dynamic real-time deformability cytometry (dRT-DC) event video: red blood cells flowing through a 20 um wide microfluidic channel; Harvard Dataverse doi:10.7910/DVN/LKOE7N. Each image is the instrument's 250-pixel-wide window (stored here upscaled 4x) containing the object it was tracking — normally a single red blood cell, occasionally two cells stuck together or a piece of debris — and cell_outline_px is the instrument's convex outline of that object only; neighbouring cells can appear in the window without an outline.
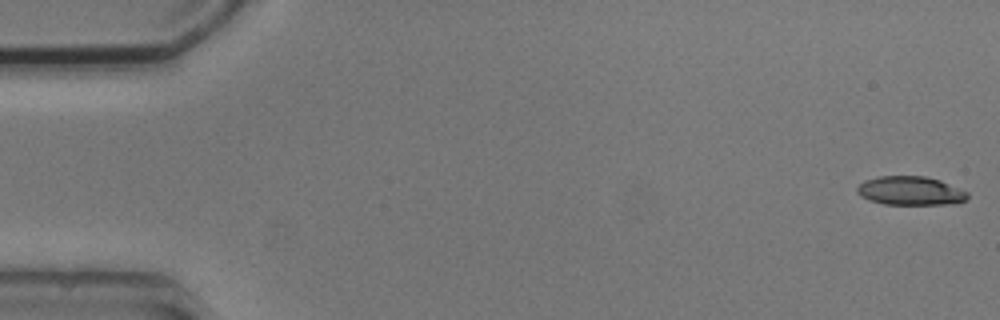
{"species": "common noctule bat (a hibernating species)", "species_latin": "Nyctalus noctula", "temperature_condition": "cold", "stored_images_in_passage": 6, "camera_frame_rate_fps": 3000, "um_per_image_px": 0.085, "animal": {"sex": "male", "body_mass_g": 20.5, "forearm_length_mm": 52.5}, "frame": {"image": 1, "passage_image": 1, "time_ms": 0.0, "image_size_px": [1000, 320], "cell_outline_px": [[968, 200], [956, 204], [884, 204], [868, 200], [860, 196], [856, 192], [856, 188], [864, 180], [880, 176], [924, 176], [940, 180], [968, 192]], "centroid_in_image_um": [77.39, 16.22], "position_along_channel_um": 7.6, "area_um2": 18.67}}